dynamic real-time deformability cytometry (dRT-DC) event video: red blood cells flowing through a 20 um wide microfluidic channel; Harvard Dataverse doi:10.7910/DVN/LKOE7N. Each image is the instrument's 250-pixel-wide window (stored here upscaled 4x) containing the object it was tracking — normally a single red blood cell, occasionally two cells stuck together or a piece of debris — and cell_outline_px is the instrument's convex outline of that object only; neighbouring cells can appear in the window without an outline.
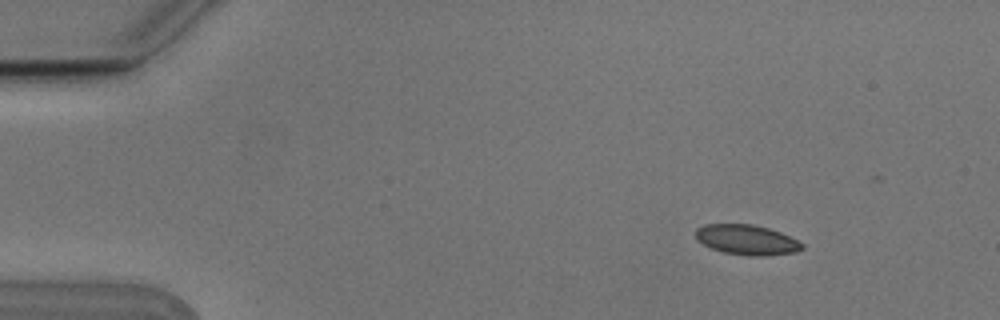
{"species": "Egyptian fruit bat (a non-hibernating species)", "species_latin": "Rousettus aegyptiacus", "temperature_condition": "cold", "stored_images_in_passage": 7, "camera_frame_rate_fps": 3000, "um_per_image_px": 0.085, "animal": {"sex": "male"}, "frame": {"image": 1, "passage_image": 3, "time_ms": 0.667, "image_size_px": [1000, 320], "cell_outline_px": [[804, 248], [796, 252], [764, 256], [748, 256], [724, 252], [712, 248], [696, 240], [696, 228], [704, 224], [752, 224], [768, 228], [780, 232], [804, 244]], "centroid_in_image_um": [63.47, 20.38], "position_along_channel_um": 21.5, "area_um2": 18.61}}
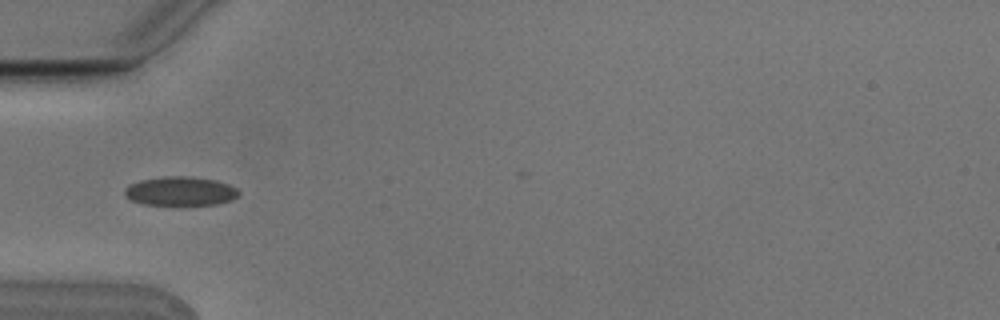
{"frame": {"image": 2, "passage_image": 6, "time_ms": 1.667, "image_size_px": [1000, 320], "cell_outline_px": [[240, 196], [232, 200], [216, 204], [184, 208], [176, 208], [144, 204], [132, 200], [124, 196], [124, 188], [140, 180], [168, 176], [184, 176], [212, 180], [228, 184], [236, 188], [240, 192]], "centroid_in_image_um": [15.34, 16.32], "position_along_channel_um": 69.7, "area_um2": 20.11}}